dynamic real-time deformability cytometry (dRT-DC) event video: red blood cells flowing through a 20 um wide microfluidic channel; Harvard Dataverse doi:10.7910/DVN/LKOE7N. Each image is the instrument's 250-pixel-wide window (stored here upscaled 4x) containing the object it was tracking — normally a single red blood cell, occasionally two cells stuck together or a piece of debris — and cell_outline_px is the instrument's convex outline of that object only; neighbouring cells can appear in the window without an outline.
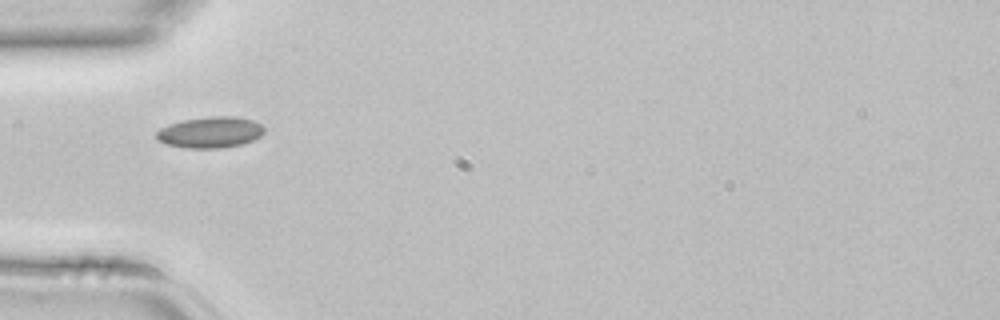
{"species": "common noctule bat (a hibernating species)", "species_latin": "Nyctalus noctula", "temperature_condition": "room temperature", "stored_images_in_passage": 4, "camera_frame_rate_fps": 3000, "um_per_image_px": 0.085, "animal": {"sex": "female", "body_mass_g": 22.7, "forearm_length_mm": 54.2}, "frame": {"image": 1, "passage_image": 4, "time_ms": 1.0, "image_size_px": [1000, 320], "cell_outline_px": [[264, 132], [260, 136], [252, 140], [240, 144], [220, 148], [184, 148], [168, 144], [156, 140], [156, 132], [160, 128], [168, 124], [184, 120], [208, 116], [236, 116], [252, 120], [260, 124], [264, 128]], "centroid_in_image_um": [17.84, 11.24], "position_along_channel_um": 67.2, "area_um2": 19.54}}